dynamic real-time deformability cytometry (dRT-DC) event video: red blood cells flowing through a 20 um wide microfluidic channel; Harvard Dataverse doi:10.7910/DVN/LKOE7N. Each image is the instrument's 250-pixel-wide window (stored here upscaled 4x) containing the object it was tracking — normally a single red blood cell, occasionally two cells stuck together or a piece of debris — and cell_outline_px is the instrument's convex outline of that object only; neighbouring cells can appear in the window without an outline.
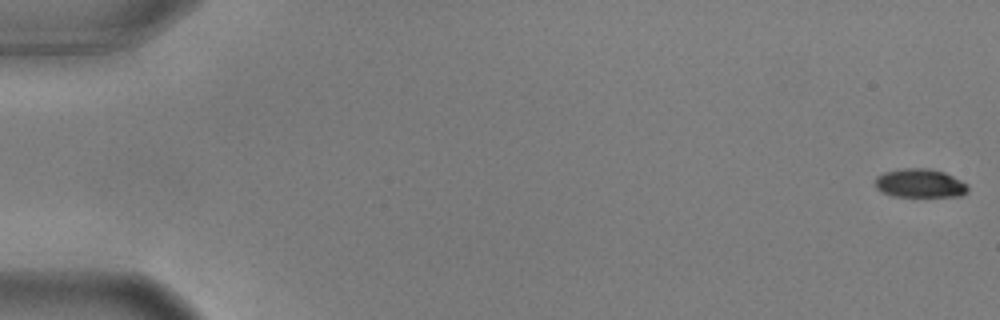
{"species": "common noctule bat (a hibernating species)", "species_latin": "Nyctalus noctula", "temperature_condition": "warm", "stored_images_in_passage": 57, "camera_frame_rate_fps": 3000, "um_per_image_px": 0.085, "animal": {"sex": "male", "body_mass_g": 17.9, "forearm_length_mm": 54.2}, "frame": {"image": 1, "passage_image": 1, "time_ms": 0.0, "image_size_px": [1000, 320], "cell_outline_px": [[968, 192], [960, 196], [892, 196], [876, 188], [876, 176], [884, 172], [904, 168], [928, 168], [944, 172], [968, 184]], "centroid_in_image_um": [78.21, 15.57], "position_along_channel_um": 6.8, "area_um2": 15.43}}
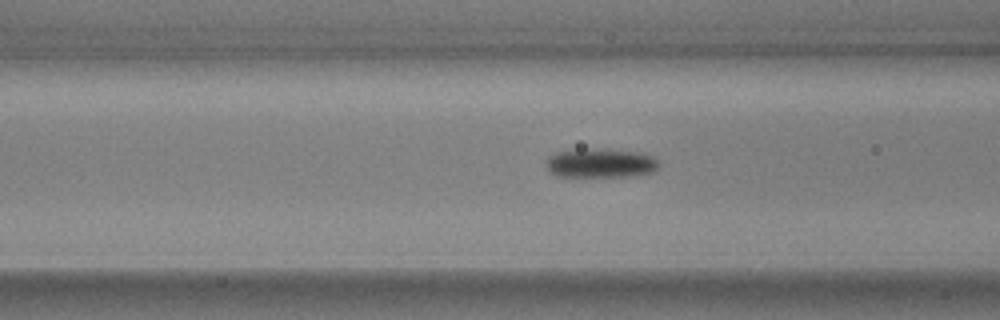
{"frame": {"image": 2, "passage_image": 23, "time_ms": 7.333, "image_size_px": [1000, 320], "cell_outline_px": [[660, 164], [652, 172], [628, 176], [556, 176], [548, 168], [544, 160], [548, 156], [556, 152], [640, 152], [652, 156]], "centroid_in_image_um": [51.05, 13.92], "position_along_channel_um": 115.6, "area_um2": 17.8}}
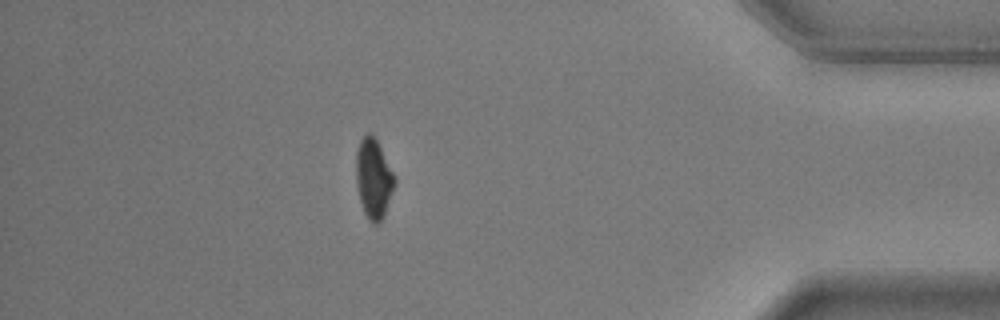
{"frame": {"image": 3, "passage_image": 50, "time_ms": 16.333, "image_size_px": [1000, 320], "cell_outline_px": [[396, 184], [384, 216], [376, 224], [372, 224], [364, 212], [360, 200], [356, 184], [356, 148], [360, 140], [368, 132], [372, 132], [396, 176]], "centroid_in_image_um": [31.76, 15.15], "position_along_channel_um": 403.4, "area_um2": 18.09}, "authors_computed_cell_mechanics": {"area_um2": 17.7446, "velocity_mm_per_s": 3.6271, "shape_relaxation_time_tau1_ms": 2.5982, "shape_relaxation_time_tau2_ms": null, "deformation_change_tau1": 0.1104, "deformation_change_tau2": null}}